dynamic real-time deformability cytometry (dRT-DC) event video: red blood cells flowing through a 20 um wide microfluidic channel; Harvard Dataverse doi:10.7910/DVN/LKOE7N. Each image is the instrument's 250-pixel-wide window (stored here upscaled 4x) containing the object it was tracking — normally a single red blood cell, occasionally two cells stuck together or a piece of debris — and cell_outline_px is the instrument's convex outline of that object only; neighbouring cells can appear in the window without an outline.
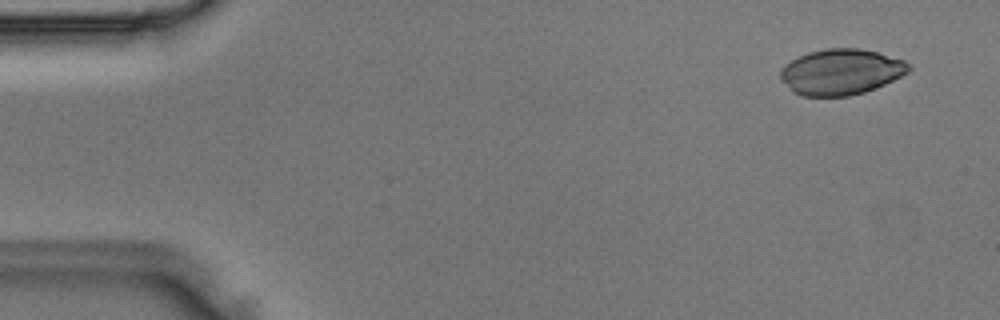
{"species": "Egyptian fruit bat (a non-hibernating species)", "species_latin": "Rousettus aegyptiacus", "temperature_condition": "room temperature", "stored_images_in_passage": 48, "camera_frame_rate_fps": 3000, "um_per_image_px": 0.085, "animal": {"sex": "male"}, "frame": {"image": 1, "passage_image": 3, "time_ms": 0.667, "image_size_px": [1000, 320], "cell_outline_px": [[912, 68], [908, 72], [884, 84], [864, 92], [848, 96], [800, 96], [792, 92], [780, 76], [780, 68], [784, 64], [808, 52], [824, 48], [860, 48], [876, 52], [904, 60], [912, 64]], "centroid_in_image_um": [71.48, 6.1], "position_along_channel_um": 13.5, "area_um2": 34.22}}